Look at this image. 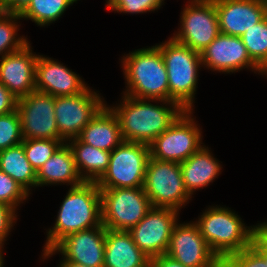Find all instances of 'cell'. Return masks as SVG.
I'll use <instances>...</instances> for the list:
<instances>
[{
    "mask_svg": "<svg viewBox=\"0 0 267 267\" xmlns=\"http://www.w3.org/2000/svg\"><path fill=\"white\" fill-rule=\"evenodd\" d=\"M89 86L80 75L63 63L45 55H38L35 73V89L54 97L73 96L84 92Z\"/></svg>",
    "mask_w": 267,
    "mask_h": 267,
    "instance_id": "obj_17",
    "label": "cell"
},
{
    "mask_svg": "<svg viewBox=\"0 0 267 267\" xmlns=\"http://www.w3.org/2000/svg\"><path fill=\"white\" fill-rule=\"evenodd\" d=\"M31 0H0V11L20 14Z\"/></svg>",
    "mask_w": 267,
    "mask_h": 267,
    "instance_id": "obj_37",
    "label": "cell"
},
{
    "mask_svg": "<svg viewBox=\"0 0 267 267\" xmlns=\"http://www.w3.org/2000/svg\"><path fill=\"white\" fill-rule=\"evenodd\" d=\"M222 267H267V259H263L249 246L227 256L222 261Z\"/></svg>",
    "mask_w": 267,
    "mask_h": 267,
    "instance_id": "obj_33",
    "label": "cell"
},
{
    "mask_svg": "<svg viewBox=\"0 0 267 267\" xmlns=\"http://www.w3.org/2000/svg\"><path fill=\"white\" fill-rule=\"evenodd\" d=\"M60 205L53 227L46 230L43 253L71 233L102 226L101 194L96 182L70 187Z\"/></svg>",
    "mask_w": 267,
    "mask_h": 267,
    "instance_id": "obj_2",
    "label": "cell"
},
{
    "mask_svg": "<svg viewBox=\"0 0 267 267\" xmlns=\"http://www.w3.org/2000/svg\"><path fill=\"white\" fill-rule=\"evenodd\" d=\"M165 0H107L106 8L114 13L143 14L159 10Z\"/></svg>",
    "mask_w": 267,
    "mask_h": 267,
    "instance_id": "obj_32",
    "label": "cell"
},
{
    "mask_svg": "<svg viewBox=\"0 0 267 267\" xmlns=\"http://www.w3.org/2000/svg\"><path fill=\"white\" fill-rule=\"evenodd\" d=\"M29 195L15 180L0 170V202L17 211V207L26 202Z\"/></svg>",
    "mask_w": 267,
    "mask_h": 267,
    "instance_id": "obj_31",
    "label": "cell"
},
{
    "mask_svg": "<svg viewBox=\"0 0 267 267\" xmlns=\"http://www.w3.org/2000/svg\"><path fill=\"white\" fill-rule=\"evenodd\" d=\"M220 33L242 36L266 16L264 0H213Z\"/></svg>",
    "mask_w": 267,
    "mask_h": 267,
    "instance_id": "obj_19",
    "label": "cell"
},
{
    "mask_svg": "<svg viewBox=\"0 0 267 267\" xmlns=\"http://www.w3.org/2000/svg\"><path fill=\"white\" fill-rule=\"evenodd\" d=\"M17 102L18 98L0 82V115L16 110Z\"/></svg>",
    "mask_w": 267,
    "mask_h": 267,
    "instance_id": "obj_36",
    "label": "cell"
},
{
    "mask_svg": "<svg viewBox=\"0 0 267 267\" xmlns=\"http://www.w3.org/2000/svg\"><path fill=\"white\" fill-rule=\"evenodd\" d=\"M105 102L90 87L80 94L55 97L54 113L60 136L66 142L77 138L82 129L107 104Z\"/></svg>",
    "mask_w": 267,
    "mask_h": 267,
    "instance_id": "obj_11",
    "label": "cell"
},
{
    "mask_svg": "<svg viewBox=\"0 0 267 267\" xmlns=\"http://www.w3.org/2000/svg\"><path fill=\"white\" fill-rule=\"evenodd\" d=\"M241 39L251 60L267 75V16Z\"/></svg>",
    "mask_w": 267,
    "mask_h": 267,
    "instance_id": "obj_28",
    "label": "cell"
},
{
    "mask_svg": "<svg viewBox=\"0 0 267 267\" xmlns=\"http://www.w3.org/2000/svg\"><path fill=\"white\" fill-rule=\"evenodd\" d=\"M202 66L224 74L249 69L267 75L251 60L240 36L220 33L201 53Z\"/></svg>",
    "mask_w": 267,
    "mask_h": 267,
    "instance_id": "obj_16",
    "label": "cell"
},
{
    "mask_svg": "<svg viewBox=\"0 0 267 267\" xmlns=\"http://www.w3.org/2000/svg\"><path fill=\"white\" fill-rule=\"evenodd\" d=\"M156 46L167 69L169 101L178 103L184 110H194L198 71L203 67L201 54L178 43L172 37Z\"/></svg>",
    "mask_w": 267,
    "mask_h": 267,
    "instance_id": "obj_5",
    "label": "cell"
},
{
    "mask_svg": "<svg viewBox=\"0 0 267 267\" xmlns=\"http://www.w3.org/2000/svg\"><path fill=\"white\" fill-rule=\"evenodd\" d=\"M19 20H22L19 14L0 11V58L21 50L29 43L24 35L18 36Z\"/></svg>",
    "mask_w": 267,
    "mask_h": 267,
    "instance_id": "obj_27",
    "label": "cell"
},
{
    "mask_svg": "<svg viewBox=\"0 0 267 267\" xmlns=\"http://www.w3.org/2000/svg\"><path fill=\"white\" fill-rule=\"evenodd\" d=\"M264 2H265V6H266V11H267V0H264Z\"/></svg>",
    "mask_w": 267,
    "mask_h": 267,
    "instance_id": "obj_41",
    "label": "cell"
},
{
    "mask_svg": "<svg viewBox=\"0 0 267 267\" xmlns=\"http://www.w3.org/2000/svg\"><path fill=\"white\" fill-rule=\"evenodd\" d=\"M193 110H185L176 121L149 145L150 157L182 163L203 145L202 129L195 122Z\"/></svg>",
    "mask_w": 267,
    "mask_h": 267,
    "instance_id": "obj_9",
    "label": "cell"
},
{
    "mask_svg": "<svg viewBox=\"0 0 267 267\" xmlns=\"http://www.w3.org/2000/svg\"><path fill=\"white\" fill-rule=\"evenodd\" d=\"M84 181L79 176L73 152L67 142L63 143L37 172V187L70 185L75 187Z\"/></svg>",
    "mask_w": 267,
    "mask_h": 267,
    "instance_id": "obj_22",
    "label": "cell"
},
{
    "mask_svg": "<svg viewBox=\"0 0 267 267\" xmlns=\"http://www.w3.org/2000/svg\"><path fill=\"white\" fill-rule=\"evenodd\" d=\"M74 0H31L30 4L19 14L23 20H31L40 27L57 21Z\"/></svg>",
    "mask_w": 267,
    "mask_h": 267,
    "instance_id": "obj_26",
    "label": "cell"
},
{
    "mask_svg": "<svg viewBox=\"0 0 267 267\" xmlns=\"http://www.w3.org/2000/svg\"><path fill=\"white\" fill-rule=\"evenodd\" d=\"M149 157L148 145L122 141L111 151L107 170L96 182L98 188L143 187Z\"/></svg>",
    "mask_w": 267,
    "mask_h": 267,
    "instance_id": "obj_7",
    "label": "cell"
},
{
    "mask_svg": "<svg viewBox=\"0 0 267 267\" xmlns=\"http://www.w3.org/2000/svg\"><path fill=\"white\" fill-rule=\"evenodd\" d=\"M0 170L29 194L32 187H37V173L28 161L22 143L0 151Z\"/></svg>",
    "mask_w": 267,
    "mask_h": 267,
    "instance_id": "obj_25",
    "label": "cell"
},
{
    "mask_svg": "<svg viewBox=\"0 0 267 267\" xmlns=\"http://www.w3.org/2000/svg\"><path fill=\"white\" fill-rule=\"evenodd\" d=\"M3 243H0V267H4V257H3Z\"/></svg>",
    "mask_w": 267,
    "mask_h": 267,
    "instance_id": "obj_40",
    "label": "cell"
},
{
    "mask_svg": "<svg viewBox=\"0 0 267 267\" xmlns=\"http://www.w3.org/2000/svg\"><path fill=\"white\" fill-rule=\"evenodd\" d=\"M100 194L102 225L109 230L129 231L152 208L143 187L100 189Z\"/></svg>",
    "mask_w": 267,
    "mask_h": 267,
    "instance_id": "obj_8",
    "label": "cell"
},
{
    "mask_svg": "<svg viewBox=\"0 0 267 267\" xmlns=\"http://www.w3.org/2000/svg\"><path fill=\"white\" fill-rule=\"evenodd\" d=\"M104 267H150V258L137 247L129 231L106 229Z\"/></svg>",
    "mask_w": 267,
    "mask_h": 267,
    "instance_id": "obj_20",
    "label": "cell"
},
{
    "mask_svg": "<svg viewBox=\"0 0 267 267\" xmlns=\"http://www.w3.org/2000/svg\"><path fill=\"white\" fill-rule=\"evenodd\" d=\"M150 267H186L166 254L150 259Z\"/></svg>",
    "mask_w": 267,
    "mask_h": 267,
    "instance_id": "obj_38",
    "label": "cell"
},
{
    "mask_svg": "<svg viewBox=\"0 0 267 267\" xmlns=\"http://www.w3.org/2000/svg\"><path fill=\"white\" fill-rule=\"evenodd\" d=\"M143 190L152 207L180 211L192 199L185 189L180 163L151 157L146 166Z\"/></svg>",
    "mask_w": 267,
    "mask_h": 267,
    "instance_id": "obj_6",
    "label": "cell"
},
{
    "mask_svg": "<svg viewBox=\"0 0 267 267\" xmlns=\"http://www.w3.org/2000/svg\"><path fill=\"white\" fill-rule=\"evenodd\" d=\"M55 97L40 91H32L18 98L16 110L21 121L23 139H58L55 113Z\"/></svg>",
    "mask_w": 267,
    "mask_h": 267,
    "instance_id": "obj_12",
    "label": "cell"
},
{
    "mask_svg": "<svg viewBox=\"0 0 267 267\" xmlns=\"http://www.w3.org/2000/svg\"><path fill=\"white\" fill-rule=\"evenodd\" d=\"M78 138L83 143L109 152L123 141L117 116L107 104L82 129Z\"/></svg>",
    "mask_w": 267,
    "mask_h": 267,
    "instance_id": "obj_23",
    "label": "cell"
},
{
    "mask_svg": "<svg viewBox=\"0 0 267 267\" xmlns=\"http://www.w3.org/2000/svg\"><path fill=\"white\" fill-rule=\"evenodd\" d=\"M121 63L127 85L124 95L169 101L167 69L156 45L124 54Z\"/></svg>",
    "mask_w": 267,
    "mask_h": 267,
    "instance_id": "obj_3",
    "label": "cell"
},
{
    "mask_svg": "<svg viewBox=\"0 0 267 267\" xmlns=\"http://www.w3.org/2000/svg\"><path fill=\"white\" fill-rule=\"evenodd\" d=\"M180 165L185 189L191 197L196 190L213 183L222 170L219 160L214 158L208 146L205 145Z\"/></svg>",
    "mask_w": 267,
    "mask_h": 267,
    "instance_id": "obj_21",
    "label": "cell"
},
{
    "mask_svg": "<svg viewBox=\"0 0 267 267\" xmlns=\"http://www.w3.org/2000/svg\"><path fill=\"white\" fill-rule=\"evenodd\" d=\"M21 121L17 110L0 115V151L21 144Z\"/></svg>",
    "mask_w": 267,
    "mask_h": 267,
    "instance_id": "obj_30",
    "label": "cell"
},
{
    "mask_svg": "<svg viewBox=\"0 0 267 267\" xmlns=\"http://www.w3.org/2000/svg\"><path fill=\"white\" fill-rule=\"evenodd\" d=\"M179 211L152 207L129 232L137 247L150 259L166 254L172 230L179 222Z\"/></svg>",
    "mask_w": 267,
    "mask_h": 267,
    "instance_id": "obj_13",
    "label": "cell"
},
{
    "mask_svg": "<svg viewBox=\"0 0 267 267\" xmlns=\"http://www.w3.org/2000/svg\"><path fill=\"white\" fill-rule=\"evenodd\" d=\"M75 160L79 176L84 182H97L106 172L110 162L109 151L101 150L78 137L67 141Z\"/></svg>",
    "mask_w": 267,
    "mask_h": 267,
    "instance_id": "obj_24",
    "label": "cell"
},
{
    "mask_svg": "<svg viewBox=\"0 0 267 267\" xmlns=\"http://www.w3.org/2000/svg\"><path fill=\"white\" fill-rule=\"evenodd\" d=\"M17 213L13 208L0 202V243L4 244L11 234V229L17 221Z\"/></svg>",
    "mask_w": 267,
    "mask_h": 267,
    "instance_id": "obj_34",
    "label": "cell"
},
{
    "mask_svg": "<svg viewBox=\"0 0 267 267\" xmlns=\"http://www.w3.org/2000/svg\"><path fill=\"white\" fill-rule=\"evenodd\" d=\"M263 259H267V222L255 231L250 245Z\"/></svg>",
    "mask_w": 267,
    "mask_h": 267,
    "instance_id": "obj_35",
    "label": "cell"
},
{
    "mask_svg": "<svg viewBox=\"0 0 267 267\" xmlns=\"http://www.w3.org/2000/svg\"><path fill=\"white\" fill-rule=\"evenodd\" d=\"M210 249L223 261L227 256L251 245L255 231L263 223L246 226L231 208L209 206L194 221Z\"/></svg>",
    "mask_w": 267,
    "mask_h": 267,
    "instance_id": "obj_4",
    "label": "cell"
},
{
    "mask_svg": "<svg viewBox=\"0 0 267 267\" xmlns=\"http://www.w3.org/2000/svg\"><path fill=\"white\" fill-rule=\"evenodd\" d=\"M106 228L92 227L71 233L60 240L52 249L42 253L43 261L60 253L63 260L87 267H104Z\"/></svg>",
    "mask_w": 267,
    "mask_h": 267,
    "instance_id": "obj_15",
    "label": "cell"
},
{
    "mask_svg": "<svg viewBox=\"0 0 267 267\" xmlns=\"http://www.w3.org/2000/svg\"><path fill=\"white\" fill-rule=\"evenodd\" d=\"M65 142L58 139H23L22 144L28 161L37 173Z\"/></svg>",
    "mask_w": 267,
    "mask_h": 267,
    "instance_id": "obj_29",
    "label": "cell"
},
{
    "mask_svg": "<svg viewBox=\"0 0 267 267\" xmlns=\"http://www.w3.org/2000/svg\"><path fill=\"white\" fill-rule=\"evenodd\" d=\"M32 49L29 42L21 50L0 58V82L16 98L36 90L35 73L39 54Z\"/></svg>",
    "mask_w": 267,
    "mask_h": 267,
    "instance_id": "obj_18",
    "label": "cell"
},
{
    "mask_svg": "<svg viewBox=\"0 0 267 267\" xmlns=\"http://www.w3.org/2000/svg\"><path fill=\"white\" fill-rule=\"evenodd\" d=\"M57 267H87V266H84L82 264H78V263H75V262L65 261V260L62 259L60 261V265L58 264Z\"/></svg>",
    "mask_w": 267,
    "mask_h": 267,
    "instance_id": "obj_39",
    "label": "cell"
},
{
    "mask_svg": "<svg viewBox=\"0 0 267 267\" xmlns=\"http://www.w3.org/2000/svg\"><path fill=\"white\" fill-rule=\"evenodd\" d=\"M166 255L186 267H222L194 221L175 224Z\"/></svg>",
    "mask_w": 267,
    "mask_h": 267,
    "instance_id": "obj_14",
    "label": "cell"
},
{
    "mask_svg": "<svg viewBox=\"0 0 267 267\" xmlns=\"http://www.w3.org/2000/svg\"><path fill=\"white\" fill-rule=\"evenodd\" d=\"M121 100L117 106H107L117 116L123 141L148 146L185 111L176 102L137 99L124 94Z\"/></svg>",
    "mask_w": 267,
    "mask_h": 267,
    "instance_id": "obj_1",
    "label": "cell"
},
{
    "mask_svg": "<svg viewBox=\"0 0 267 267\" xmlns=\"http://www.w3.org/2000/svg\"><path fill=\"white\" fill-rule=\"evenodd\" d=\"M180 15V27L172 38L201 53L219 34L218 15L213 0H188Z\"/></svg>",
    "mask_w": 267,
    "mask_h": 267,
    "instance_id": "obj_10",
    "label": "cell"
}]
</instances>
